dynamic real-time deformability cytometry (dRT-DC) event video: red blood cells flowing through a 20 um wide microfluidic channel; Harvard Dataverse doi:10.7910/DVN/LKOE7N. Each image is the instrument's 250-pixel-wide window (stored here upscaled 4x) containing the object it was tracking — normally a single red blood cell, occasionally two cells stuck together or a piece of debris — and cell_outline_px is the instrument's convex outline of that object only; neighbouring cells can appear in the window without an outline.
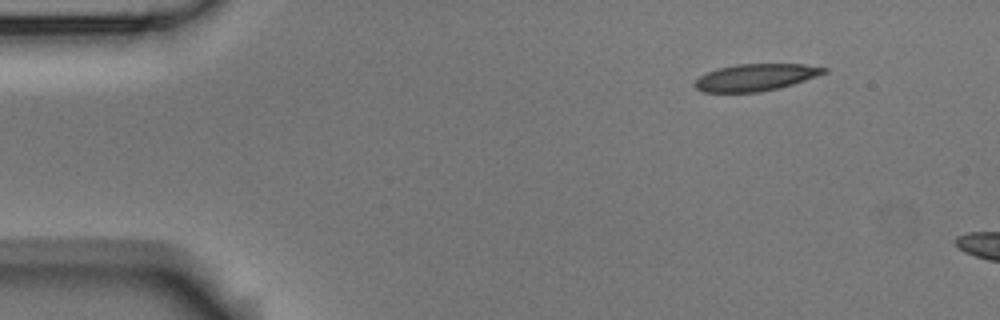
{"species": "Egyptian fruit bat (a non-hibernating species)", "species_latin": "Rousettus aegyptiacus", "temperature_condition": "room temperature", "stored_images_in_passage": 8, "camera_frame_rate_fps": 3000, "um_per_image_px": 0.085, "animal": {"sex": "male"}, "frame": {"image": 1, "passage_image": 1, "time_ms": 0.0, "image_size_px": [1000, 320], "cell_outline_px": [[828, 72], [780, 88], [760, 92], [704, 92], [696, 88], [692, 84], [700, 76], [716, 68], [736, 64], [804, 64], [828, 68]], "centroid_in_image_um": [64.22, 6.57], "position_along_channel_um": 20.8, "area_um2": 20.29}}
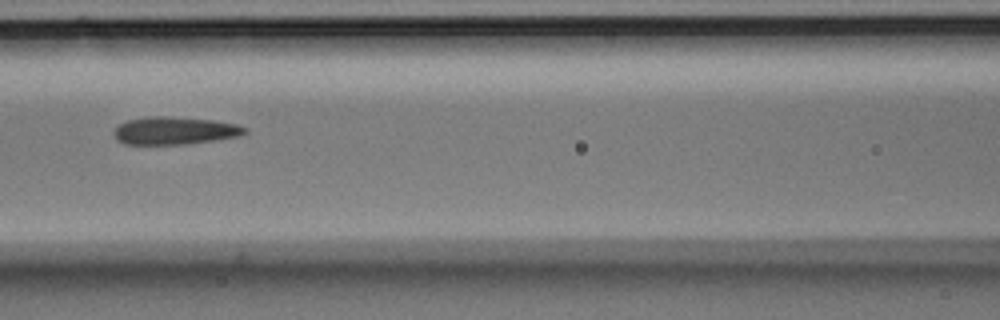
{"frame": {"image": 2, "passage_image": 5, "time_ms": 1.333, "image_size_px": [1000, 320], "cell_outline_px": [[248, 132], [240, 136], [184, 144], [124, 144], [116, 140], [112, 132], [120, 124], [128, 120], [152, 116], [164, 116], [212, 120], [236, 124], [248, 128]], "centroid_in_image_um": [14.84, 11.11], "position_along_channel_um": 151.8, "area_um2": 20.98}}
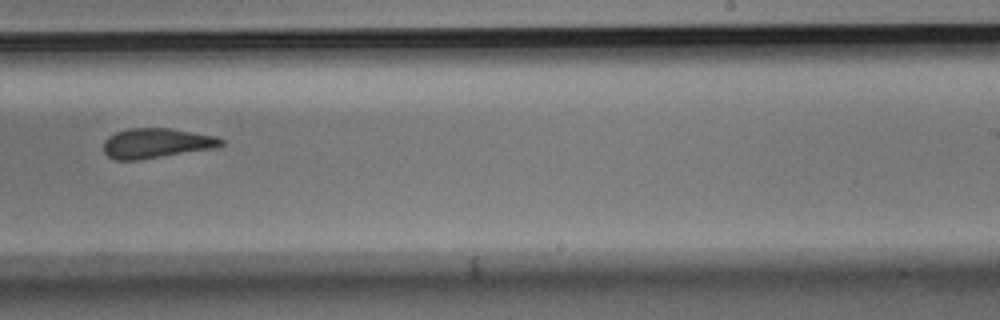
{"frame": {"image": 3, "passage_image": 8, "time_ms": 2.333, "image_size_px": [1000, 320], "cell_outline_px": [[224, 144], [212, 148], [140, 160], [116, 160], [108, 156], [104, 152], [104, 140], [108, 136], [116, 132], [128, 128], [168, 128], [216, 136], [224, 140]], "centroid_in_image_um": [13.25, 12.17], "position_along_channel_um": 275.7, "area_um2": 20.35}}